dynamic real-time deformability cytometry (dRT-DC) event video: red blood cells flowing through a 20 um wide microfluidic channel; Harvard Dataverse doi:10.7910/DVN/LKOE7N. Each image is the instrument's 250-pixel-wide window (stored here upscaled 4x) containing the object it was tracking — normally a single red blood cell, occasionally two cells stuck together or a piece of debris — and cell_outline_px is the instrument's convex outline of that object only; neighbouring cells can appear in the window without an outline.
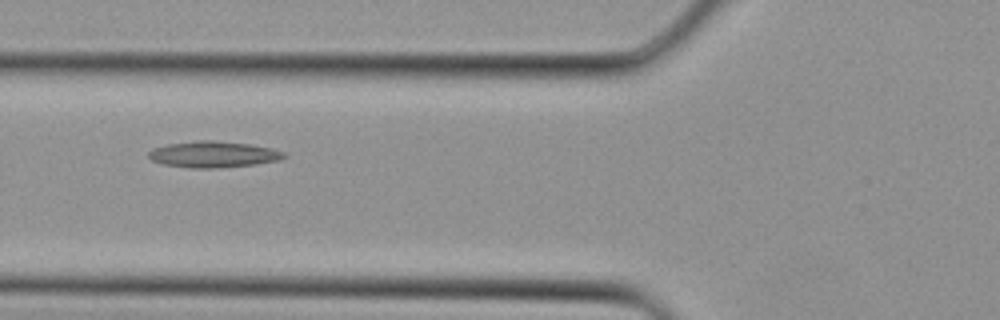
{"species": "Egyptian fruit bat (a non-hibernating species)", "species_latin": "Rousettus aegyptiacus", "temperature_condition": "cold", "stored_images_in_passage": 4, "camera_frame_rate_fps": 3000, "um_per_image_px": 0.085, "animal": {"sex": "female"}, "frame": {"image": 1, "passage_image": 4, "time_ms": 1.0, "image_size_px": [1000, 320], "cell_outline_px": [[288, 156], [280, 160], [256, 164], [216, 168], [188, 168], [164, 164], [152, 160], [148, 156], [148, 152], [152, 148], [168, 144], [200, 140], [212, 140], [248, 144], [272, 148], [284, 152]], "centroid_in_image_um": [18.14, 13.12], "position_along_channel_um": 107.7, "area_um2": 20.69}}